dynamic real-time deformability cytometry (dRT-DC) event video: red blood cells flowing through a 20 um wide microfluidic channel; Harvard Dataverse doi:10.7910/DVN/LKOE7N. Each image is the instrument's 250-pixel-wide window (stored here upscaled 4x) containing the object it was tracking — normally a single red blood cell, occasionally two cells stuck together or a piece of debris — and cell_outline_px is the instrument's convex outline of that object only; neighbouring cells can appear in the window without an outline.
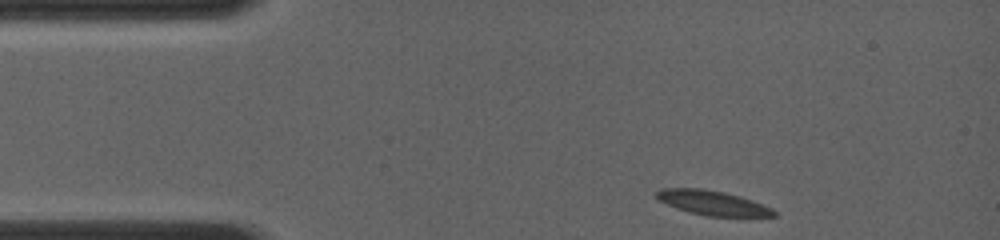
{"species": "common noctule bat (a hibernating species)", "species_latin": "Nyctalus noctula", "temperature_condition": "room temperature", "stored_images_in_passage": 18, "camera_frame_rate_fps": 4000, "um_per_image_px": 0.085, "animal": {"sex": "female", "body_mass_g": 19.0, "forearm_length_mm": 56.7}, "frame": {"image": 1, "passage_image": 1, "time_ms": 0.0, "image_size_px": [1000, 240], "cell_outline_px": [[776, 216], [708, 216], [676, 208], [660, 200], [652, 192], [660, 188], [704, 188], [724, 192], [740, 196], [752, 200], [772, 208], [776, 212]], "centroid_in_image_um": [60.54, 17.22], "position_along_channel_um": 24.5, "area_um2": 16.7}}
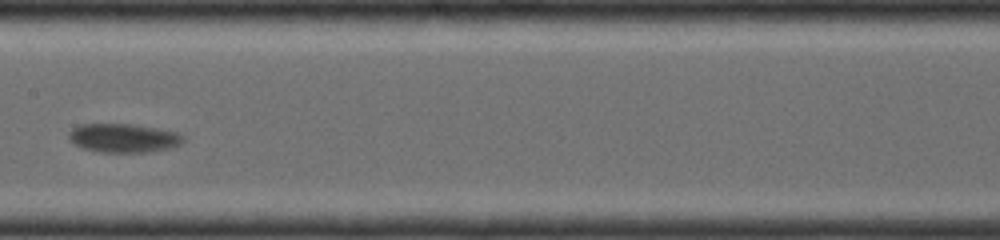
{"frame": {"image": 2, "passage_image": 11, "time_ms": 5.75, "image_size_px": [1000, 240], "cell_outline_px": [[184, 140], [180, 144], [172, 148], [148, 152], [100, 152], [80, 148], [68, 140], [68, 132], [72, 128], [80, 124], [132, 124], [180, 132], [184, 136]], "centroid_in_image_um": [10.48, 11.73], "position_along_channel_um": 196.9, "area_um2": 19.54}}
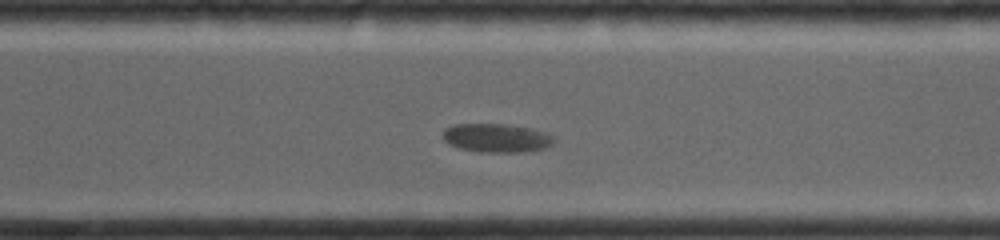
{"frame": {"image": 3, "passage_image": 18, "time_ms": 9.0, "image_size_px": [1000, 240], "cell_outline_px": [[556, 140], [548, 148], [524, 152], [480, 152], [460, 148], [448, 144], [444, 140], [444, 132], [448, 128], [456, 124], [504, 124], [528, 128], [544, 132], [552, 136]], "centroid_in_image_um": [42.24, 11.74], "position_along_channel_um": 328.4, "area_um2": 18.44}}